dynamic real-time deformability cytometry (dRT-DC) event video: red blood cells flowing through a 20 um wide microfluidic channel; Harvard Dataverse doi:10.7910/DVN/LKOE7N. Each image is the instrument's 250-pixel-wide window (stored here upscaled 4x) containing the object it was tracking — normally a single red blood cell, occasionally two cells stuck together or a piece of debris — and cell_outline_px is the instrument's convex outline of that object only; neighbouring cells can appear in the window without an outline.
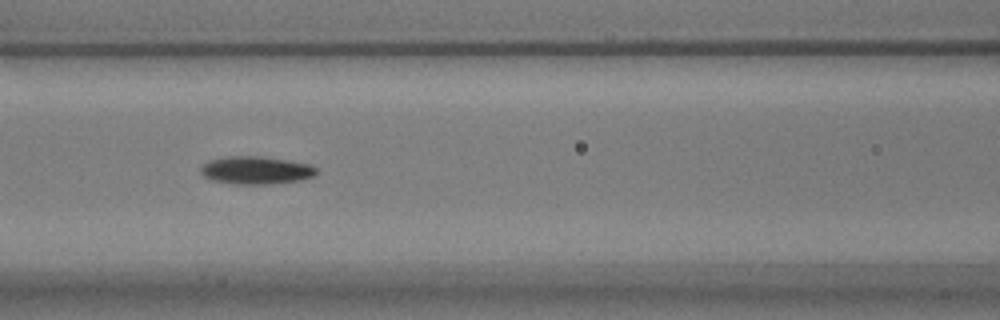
{"species": "common noctule bat (a hibernating species)", "species_latin": "Nyctalus noctula", "temperature_condition": "warm", "stored_images_in_passage": 35, "camera_frame_rate_fps": 3000, "um_per_image_px": 0.085, "animal": {"sex": "male", "body_mass_g": 17.9}, "frame": {"image": 1, "passage_image": 11, "time_ms": 3.333, "image_size_px": [1000, 320], "cell_outline_px": [[316, 172], [312, 176], [296, 180], [268, 184], [236, 184], [212, 180], [204, 176], [200, 172], [200, 168], [208, 160], [228, 156], [260, 156], [308, 164], [316, 168]], "centroid_in_image_um": [21.68, 14.46], "position_along_channel_um": 144.9, "area_um2": 18.38}}
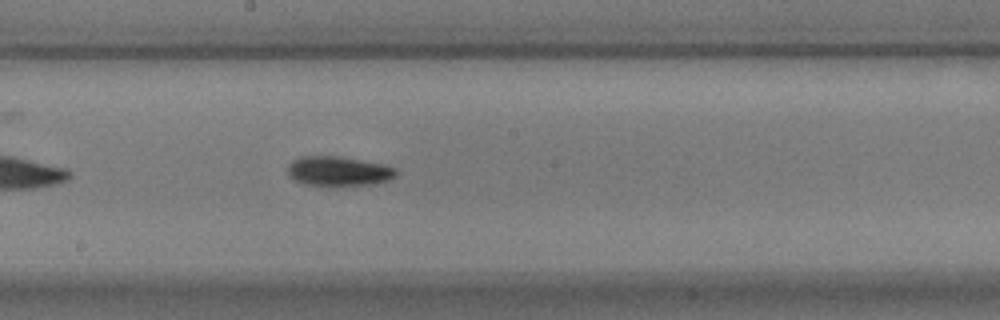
{"frame": {"image": 2, "passage_image": 17, "time_ms": 5.333, "image_size_px": [1000, 320], "cell_outline_px": [[396, 176], [388, 180], [372, 184], [328, 188], [324, 188], [304, 184], [292, 180], [288, 176], [288, 164], [292, 160], [300, 156], [340, 156], [380, 164], [396, 168]], "centroid_in_image_um": [28.69, 14.59], "position_along_channel_um": 219.5, "area_um2": 19.36}}
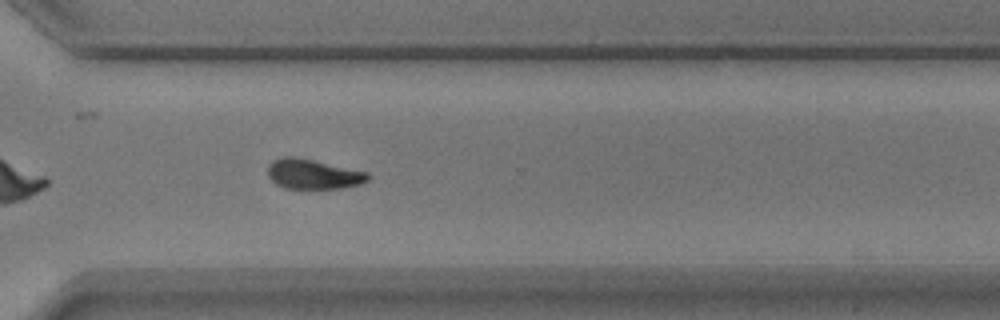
{"frame": {"image": 3, "passage_image": 27, "time_ms": 8.667, "image_size_px": [1000, 320], "cell_outline_px": [[368, 180], [360, 184], [340, 188], [284, 188], [276, 184], [268, 176], [268, 164], [272, 160], [284, 156], [292, 156], [312, 160], [368, 172]], "centroid_in_image_um": [26.57, 14.79], "position_along_channel_um": 344.0, "area_um2": 17.22}, "authors_computed_cell_mechanics": {"area_um2": 18.0336, "velocity_mm_per_s": 3.7428, "shape_relaxation_time_tau1_ms": 2.2338, "shape_relaxation_time_tau2_ms": null, "deformation_change_tau1": 0.1233, "deformation_change_tau2": null}}